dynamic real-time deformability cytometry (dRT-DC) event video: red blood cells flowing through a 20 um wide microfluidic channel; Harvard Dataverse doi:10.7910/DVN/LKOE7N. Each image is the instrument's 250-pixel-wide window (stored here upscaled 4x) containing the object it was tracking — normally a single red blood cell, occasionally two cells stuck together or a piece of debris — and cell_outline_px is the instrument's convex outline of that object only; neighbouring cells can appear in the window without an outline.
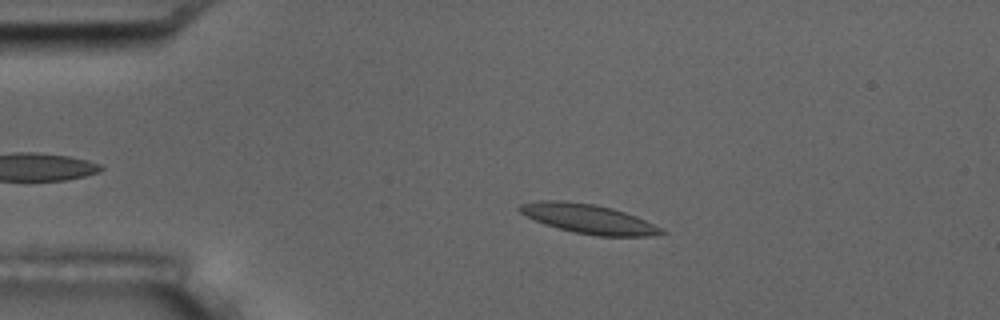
{"species": "common noctule bat (a hibernating species)", "species_latin": "Nyctalus noctula", "temperature_condition": "room temperature", "stored_images_in_passage": 6, "camera_frame_rate_fps": 3000, "um_per_image_px": 0.085, "animal": {"sex": "male", "body_mass_g": 17.5, "forearm_length_mm": 52.3}, "frame": {"image": 1, "passage_image": 4, "time_ms": 3.333, "image_size_px": [1000, 320], "cell_outline_px": [[668, 232], [648, 236], [596, 236], [576, 232], [544, 224], [520, 212], [516, 208], [520, 204], [540, 200], [564, 200], [596, 204], [612, 208], [636, 216]], "centroid_in_image_um": [49.99, 18.58], "position_along_channel_um": 35.0, "area_um2": 23.99}}
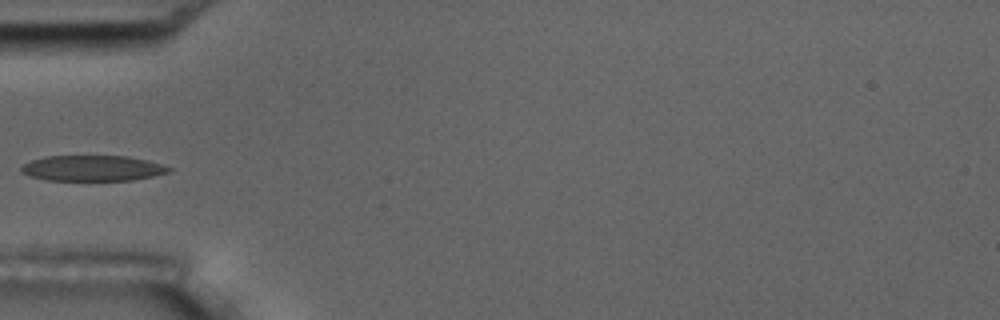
{"frame": {"image": 2, "passage_image": 6, "time_ms": 5.667, "image_size_px": [1000, 320], "cell_outline_px": [[172, 168], [168, 172], [152, 176], [132, 180], [44, 180], [28, 176], [20, 172], [20, 168], [24, 164], [32, 160], [44, 156], [128, 156], [148, 160]], "centroid_in_image_um": [7.81, 14.29], "position_along_channel_um": 77.2, "area_um2": 22.02}}